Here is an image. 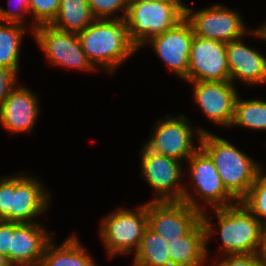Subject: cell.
Here are the masks:
<instances>
[{
    "label": "cell",
    "instance_id": "obj_1",
    "mask_svg": "<svg viewBox=\"0 0 266 266\" xmlns=\"http://www.w3.org/2000/svg\"><path fill=\"white\" fill-rule=\"evenodd\" d=\"M205 212L207 211L201 213V220L206 232L207 257L211 254L208 250V243L211 241L209 239L214 232H220L222 242V245H220L221 255L216 257L221 258L222 252L223 255L256 254L258 252L263 225L241 201L233 205L213 209L218 227H216V223L211 221L213 216H207ZM213 224H215V227Z\"/></svg>",
    "mask_w": 266,
    "mask_h": 266
},
{
    "label": "cell",
    "instance_id": "obj_2",
    "mask_svg": "<svg viewBox=\"0 0 266 266\" xmlns=\"http://www.w3.org/2000/svg\"><path fill=\"white\" fill-rule=\"evenodd\" d=\"M77 35L93 66L111 76L123 62L138 52L122 19H95Z\"/></svg>",
    "mask_w": 266,
    "mask_h": 266
},
{
    "label": "cell",
    "instance_id": "obj_3",
    "mask_svg": "<svg viewBox=\"0 0 266 266\" xmlns=\"http://www.w3.org/2000/svg\"><path fill=\"white\" fill-rule=\"evenodd\" d=\"M200 147L210 156L226 190L241 201L263 169L253 158L231 142L211 132H205Z\"/></svg>",
    "mask_w": 266,
    "mask_h": 266
},
{
    "label": "cell",
    "instance_id": "obj_4",
    "mask_svg": "<svg viewBox=\"0 0 266 266\" xmlns=\"http://www.w3.org/2000/svg\"><path fill=\"white\" fill-rule=\"evenodd\" d=\"M185 17L182 0L128 3L125 17L130 41L140 50L151 37L174 27Z\"/></svg>",
    "mask_w": 266,
    "mask_h": 266
},
{
    "label": "cell",
    "instance_id": "obj_5",
    "mask_svg": "<svg viewBox=\"0 0 266 266\" xmlns=\"http://www.w3.org/2000/svg\"><path fill=\"white\" fill-rule=\"evenodd\" d=\"M186 162L188 167L184 169H188V177L194 190H188L185 185L183 202L200 213L204 212V208L201 203L199 204V198L204 204L206 203L205 205H210L212 209L226 207L238 202L226 190L212 159L201 147Z\"/></svg>",
    "mask_w": 266,
    "mask_h": 266
},
{
    "label": "cell",
    "instance_id": "obj_6",
    "mask_svg": "<svg viewBox=\"0 0 266 266\" xmlns=\"http://www.w3.org/2000/svg\"><path fill=\"white\" fill-rule=\"evenodd\" d=\"M137 209L119 207L107 217L101 219L99 235L104 243L108 257L117 255H133L137 252L142 237L148 227L147 203L139 205Z\"/></svg>",
    "mask_w": 266,
    "mask_h": 266
},
{
    "label": "cell",
    "instance_id": "obj_7",
    "mask_svg": "<svg viewBox=\"0 0 266 266\" xmlns=\"http://www.w3.org/2000/svg\"><path fill=\"white\" fill-rule=\"evenodd\" d=\"M192 127L184 114H179L177 117L167 115L164 119L159 118L153 125V133L144 145L154 153L184 163L200 147L202 134L210 132L204 128H198L195 131ZM195 137H198V146L194 143Z\"/></svg>",
    "mask_w": 266,
    "mask_h": 266
},
{
    "label": "cell",
    "instance_id": "obj_8",
    "mask_svg": "<svg viewBox=\"0 0 266 266\" xmlns=\"http://www.w3.org/2000/svg\"><path fill=\"white\" fill-rule=\"evenodd\" d=\"M185 18L195 36L228 43L250 34L245 21L238 13L222 4H212L195 11L185 5Z\"/></svg>",
    "mask_w": 266,
    "mask_h": 266
},
{
    "label": "cell",
    "instance_id": "obj_9",
    "mask_svg": "<svg viewBox=\"0 0 266 266\" xmlns=\"http://www.w3.org/2000/svg\"><path fill=\"white\" fill-rule=\"evenodd\" d=\"M31 33L53 66L89 72L97 69L82 50L77 33L61 31L50 24L36 26Z\"/></svg>",
    "mask_w": 266,
    "mask_h": 266
},
{
    "label": "cell",
    "instance_id": "obj_10",
    "mask_svg": "<svg viewBox=\"0 0 266 266\" xmlns=\"http://www.w3.org/2000/svg\"><path fill=\"white\" fill-rule=\"evenodd\" d=\"M143 146L140 170L142 177L156 193L153 201H182L185 188L182 184L184 164Z\"/></svg>",
    "mask_w": 266,
    "mask_h": 266
},
{
    "label": "cell",
    "instance_id": "obj_11",
    "mask_svg": "<svg viewBox=\"0 0 266 266\" xmlns=\"http://www.w3.org/2000/svg\"><path fill=\"white\" fill-rule=\"evenodd\" d=\"M194 33L190 22L184 17L174 27L151 37L144 43L160 58L169 71L188 82L189 57Z\"/></svg>",
    "mask_w": 266,
    "mask_h": 266
},
{
    "label": "cell",
    "instance_id": "obj_12",
    "mask_svg": "<svg viewBox=\"0 0 266 266\" xmlns=\"http://www.w3.org/2000/svg\"><path fill=\"white\" fill-rule=\"evenodd\" d=\"M148 227L172 242L187 234L200 220L201 213L183 201L147 202Z\"/></svg>",
    "mask_w": 266,
    "mask_h": 266
},
{
    "label": "cell",
    "instance_id": "obj_13",
    "mask_svg": "<svg viewBox=\"0 0 266 266\" xmlns=\"http://www.w3.org/2000/svg\"><path fill=\"white\" fill-rule=\"evenodd\" d=\"M193 85V101L207 120L229 127L234 116L237 87L231 81H188Z\"/></svg>",
    "mask_w": 266,
    "mask_h": 266
},
{
    "label": "cell",
    "instance_id": "obj_14",
    "mask_svg": "<svg viewBox=\"0 0 266 266\" xmlns=\"http://www.w3.org/2000/svg\"><path fill=\"white\" fill-rule=\"evenodd\" d=\"M20 172L12 176L11 222H38L34 219L49 209L51 194L38 177Z\"/></svg>",
    "mask_w": 266,
    "mask_h": 266
},
{
    "label": "cell",
    "instance_id": "obj_15",
    "mask_svg": "<svg viewBox=\"0 0 266 266\" xmlns=\"http://www.w3.org/2000/svg\"><path fill=\"white\" fill-rule=\"evenodd\" d=\"M188 81H230L226 43L194 35Z\"/></svg>",
    "mask_w": 266,
    "mask_h": 266
},
{
    "label": "cell",
    "instance_id": "obj_16",
    "mask_svg": "<svg viewBox=\"0 0 266 266\" xmlns=\"http://www.w3.org/2000/svg\"><path fill=\"white\" fill-rule=\"evenodd\" d=\"M39 222H11L12 266H40L47 244L54 238Z\"/></svg>",
    "mask_w": 266,
    "mask_h": 266
},
{
    "label": "cell",
    "instance_id": "obj_17",
    "mask_svg": "<svg viewBox=\"0 0 266 266\" xmlns=\"http://www.w3.org/2000/svg\"><path fill=\"white\" fill-rule=\"evenodd\" d=\"M18 85L0 104V124L9 133H31L41 112L39 99L32 90Z\"/></svg>",
    "mask_w": 266,
    "mask_h": 266
},
{
    "label": "cell",
    "instance_id": "obj_18",
    "mask_svg": "<svg viewBox=\"0 0 266 266\" xmlns=\"http://www.w3.org/2000/svg\"><path fill=\"white\" fill-rule=\"evenodd\" d=\"M242 40L243 38H240L226 43L230 81L234 85L240 81L249 87L266 84L265 55Z\"/></svg>",
    "mask_w": 266,
    "mask_h": 266
},
{
    "label": "cell",
    "instance_id": "obj_19",
    "mask_svg": "<svg viewBox=\"0 0 266 266\" xmlns=\"http://www.w3.org/2000/svg\"><path fill=\"white\" fill-rule=\"evenodd\" d=\"M172 266H205L208 262L206 253V232L200 220L187 234L168 242Z\"/></svg>",
    "mask_w": 266,
    "mask_h": 266
},
{
    "label": "cell",
    "instance_id": "obj_20",
    "mask_svg": "<svg viewBox=\"0 0 266 266\" xmlns=\"http://www.w3.org/2000/svg\"><path fill=\"white\" fill-rule=\"evenodd\" d=\"M40 266H98L81 244L77 234L57 247L54 238L47 244Z\"/></svg>",
    "mask_w": 266,
    "mask_h": 266
},
{
    "label": "cell",
    "instance_id": "obj_21",
    "mask_svg": "<svg viewBox=\"0 0 266 266\" xmlns=\"http://www.w3.org/2000/svg\"><path fill=\"white\" fill-rule=\"evenodd\" d=\"M95 19L86 0H60L58 13L50 25L61 31L78 33Z\"/></svg>",
    "mask_w": 266,
    "mask_h": 266
},
{
    "label": "cell",
    "instance_id": "obj_22",
    "mask_svg": "<svg viewBox=\"0 0 266 266\" xmlns=\"http://www.w3.org/2000/svg\"><path fill=\"white\" fill-rule=\"evenodd\" d=\"M168 241L146 228L132 266H172Z\"/></svg>",
    "mask_w": 266,
    "mask_h": 266
},
{
    "label": "cell",
    "instance_id": "obj_23",
    "mask_svg": "<svg viewBox=\"0 0 266 266\" xmlns=\"http://www.w3.org/2000/svg\"><path fill=\"white\" fill-rule=\"evenodd\" d=\"M28 27L0 22V65L19 73L21 43Z\"/></svg>",
    "mask_w": 266,
    "mask_h": 266
},
{
    "label": "cell",
    "instance_id": "obj_24",
    "mask_svg": "<svg viewBox=\"0 0 266 266\" xmlns=\"http://www.w3.org/2000/svg\"><path fill=\"white\" fill-rule=\"evenodd\" d=\"M232 126L266 131V101L255 98L242 100V97L238 94L230 127Z\"/></svg>",
    "mask_w": 266,
    "mask_h": 266
},
{
    "label": "cell",
    "instance_id": "obj_25",
    "mask_svg": "<svg viewBox=\"0 0 266 266\" xmlns=\"http://www.w3.org/2000/svg\"><path fill=\"white\" fill-rule=\"evenodd\" d=\"M263 173L262 169L257 174L254 183L241 202L264 226L266 225V173Z\"/></svg>",
    "mask_w": 266,
    "mask_h": 266
},
{
    "label": "cell",
    "instance_id": "obj_26",
    "mask_svg": "<svg viewBox=\"0 0 266 266\" xmlns=\"http://www.w3.org/2000/svg\"><path fill=\"white\" fill-rule=\"evenodd\" d=\"M96 19H122L128 10L127 0H86ZM120 11H123L118 14ZM118 14V15H117Z\"/></svg>",
    "mask_w": 266,
    "mask_h": 266
},
{
    "label": "cell",
    "instance_id": "obj_27",
    "mask_svg": "<svg viewBox=\"0 0 266 266\" xmlns=\"http://www.w3.org/2000/svg\"><path fill=\"white\" fill-rule=\"evenodd\" d=\"M60 0H31L29 14L33 15L30 31L36 26L50 24L59 10Z\"/></svg>",
    "mask_w": 266,
    "mask_h": 266
},
{
    "label": "cell",
    "instance_id": "obj_28",
    "mask_svg": "<svg viewBox=\"0 0 266 266\" xmlns=\"http://www.w3.org/2000/svg\"><path fill=\"white\" fill-rule=\"evenodd\" d=\"M30 1L31 0H9L10 3L9 9L0 6V22L19 24L26 27V23H28L26 21L28 18L24 16H26L27 13H29ZM13 4L17 6L16 9H12L11 5Z\"/></svg>",
    "mask_w": 266,
    "mask_h": 266
},
{
    "label": "cell",
    "instance_id": "obj_29",
    "mask_svg": "<svg viewBox=\"0 0 266 266\" xmlns=\"http://www.w3.org/2000/svg\"><path fill=\"white\" fill-rule=\"evenodd\" d=\"M12 175L0 178V220L11 221Z\"/></svg>",
    "mask_w": 266,
    "mask_h": 266
},
{
    "label": "cell",
    "instance_id": "obj_30",
    "mask_svg": "<svg viewBox=\"0 0 266 266\" xmlns=\"http://www.w3.org/2000/svg\"><path fill=\"white\" fill-rule=\"evenodd\" d=\"M225 258L213 259V266H262L256 254L224 255ZM220 260V261H219Z\"/></svg>",
    "mask_w": 266,
    "mask_h": 266
},
{
    "label": "cell",
    "instance_id": "obj_31",
    "mask_svg": "<svg viewBox=\"0 0 266 266\" xmlns=\"http://www.w3.org/2000/svg\"><path fill=\"white\" fill-rule=\"evenodd\" d=\"M18 75L12 69L0 65V104L18 84Z\"/></svg>",
    "mask_w": 266,
    "mask_h": 266
},
{
    "label": "cell",
    "instance_id": "obj_32",
    "mask_svg": "<svg viewBox=\"0 0 266 266\" xmlns=\"http://www.w3.org/2000/svg\"><path fill=\"white\" fill-rule=\"evenodd\" d=\"M11 248V221L0 220V255L7 257L9 261V249Z\"/></svg>",
    "mask_w": 266,
    "mask_h": 266
},
{
    "label": "cell",
    "instance_id": "obj_33",
    "mask_svg": "<svg viewBox=\"0 0 266 266\" xmlns=\"http://www.w3.org/2000/svg\"><path fill=\"white\" fill-rule=\"evenodd\" d=\"M256 255L262 266H266V225L262 227L258 252Z\"/></svg>",
    "mask_w": 266,
    "mask_h": 266
},
{
    "label": "cell",
    "instance_id": "obj_34",
    "mask_svg": "<svg viewBox=\"0 0 266 266\" xmlns=\"http://www.w3.org/2000/svg\"><path fill=\"white\" fill-rule=\"evenodd\" d=\"M250 35H254V37L260 38L263 41H266V23L261 27L253 28L250 31Z\"/></svg>",
    "mask_w": 266,
    "mask_h": 266
},
{
    "label": "cell",
    "instance_id": "obj_35",
    "mask_svg": "<svg viewBox=\"0 0 266 266\" xmlns=\"http://www.w3.org/2000/svg\"><path fill=\"white\" fill-rule=\"evenodd\" d=\"M0 266H12L7 257L3 256V255H0Z\"/></svg>",
    "mask_w": 266,
    "mask_h": 266
},
{
    "label": "cell",
    "instance_id": "obj_36",
    "mask_svg": "<svg viewBox=\"0 0 266 266\" xmlns=\"http://www.w3.org/2000/svg\"><path fill=\"white\" fill-rule=\"evenodd\" d=\"M128 3H132V2H156V1H161V0H127Z\"/></svg>",
    "mask_w": 266,
    "mask_h": 266
}]
</instances>
